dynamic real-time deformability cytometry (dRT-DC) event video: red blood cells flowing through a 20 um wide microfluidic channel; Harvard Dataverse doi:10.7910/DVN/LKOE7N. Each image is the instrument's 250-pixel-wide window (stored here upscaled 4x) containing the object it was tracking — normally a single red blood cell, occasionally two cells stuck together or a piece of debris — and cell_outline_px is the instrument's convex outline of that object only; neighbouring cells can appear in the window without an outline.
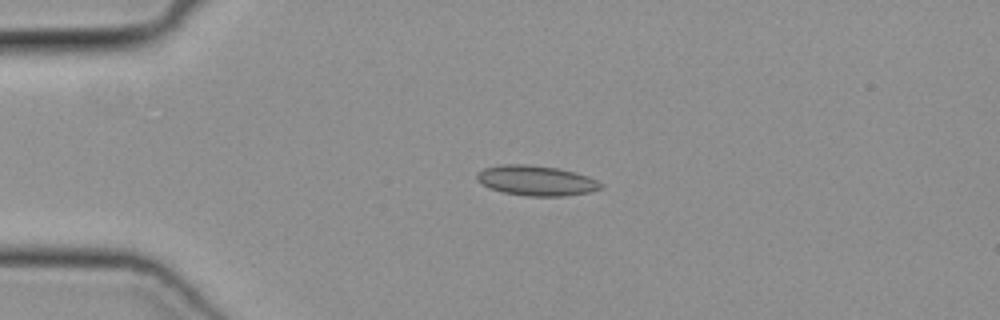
{"species": "common noctule bat (a hibernating species)", "species_latin": "Nyctalus noctula", "temperature_condition": "cold", "stored_images_in_passage": 39, "camera_frame_rate_fps": 3000, "um_per_image_px": 0.085, "animal": {"sex": "female", "body_mass_g": 19.3, "forearm_length_mm": 54.1}, "frame": {"image": 1, "passage_image": 1, "time_ms": 0.0, "image_size_px": [1000, 320], "cell_outline_px": [[604, 188], [592, 192], [564, 196], [524, 196], [504, 192], [488, 188], [480, 184], [476, 180], [476, 172], [484, 168], [500, 164], [528, 164], [560, 168], [588, 176], [604, 184]], "centroid_in_image_um": [45.57, 15.35], "position_along_channel_um": 39.4, "area_um2": 22.2}}
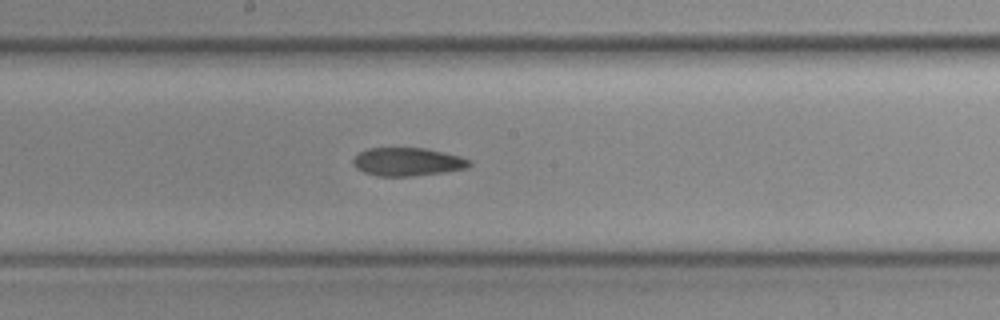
{"frame": {"image": 2, "passage_image": 16, "time_ms": 5.0, "image_size_px": [1000, 320], "cell_outline_px": [[472, 164], [468, 168], [444, 172], [412, 176], [376, 176], [364, 172], [356, 168], [352, 164], [352, 160], [360, 152], [368, 148], [424, 148], [460, 156], [472, 160]], "centroid_in_image_um": [34.65, 13.76], "position_along_channel_um": 213.6, "area_um2": 19.19}}
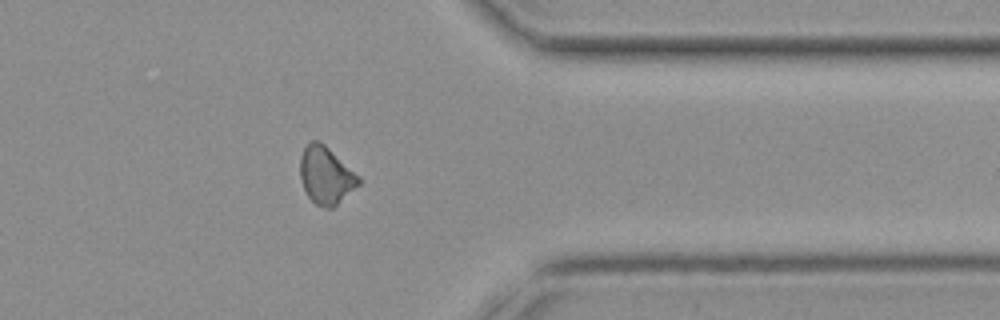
{"frame": {"image": 3, "passage_image": 29, "time_ms": 9.333, "image_size_px": [1000, 320], "cell_outline_px": [[360, 184], [332, 208], [324, 208], [316, 204], [308, 196], [304, 188], [300, 176], [300, 156], [308, 140], [320, 140], [360, 176]], "centroid_in_image_um": [27.69, 14.87], "position_along_channel_um": 383.7, "area_um2": 19.59}}